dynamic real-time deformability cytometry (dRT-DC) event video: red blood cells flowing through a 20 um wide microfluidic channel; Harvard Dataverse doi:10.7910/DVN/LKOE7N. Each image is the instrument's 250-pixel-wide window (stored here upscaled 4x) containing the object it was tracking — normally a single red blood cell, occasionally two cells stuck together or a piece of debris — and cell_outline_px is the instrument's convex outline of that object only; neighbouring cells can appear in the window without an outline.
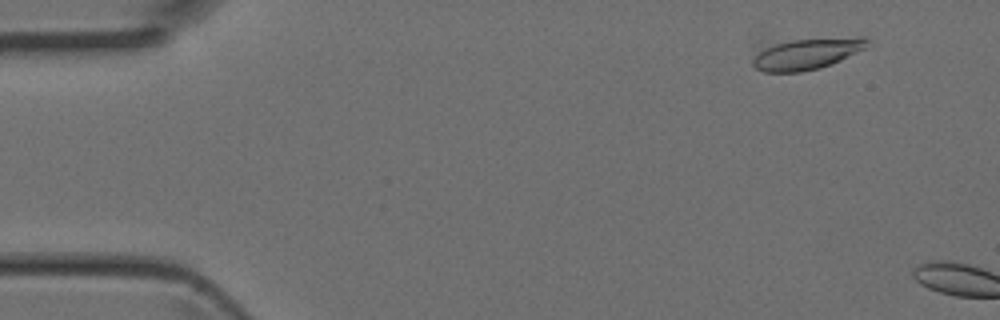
{"species": "Egyptian fruit bat (a non-hibernating species)", "species_latin": "Rousettus aegyptiacus", "temperature_condition": "room temperature", "stored_images_in_passage": 5, "camera_frame_rate_fps": 3000, "um_per_image_px": 0.085, "animal": {"sex": "female"}, "frame": {"image": 1, "passage_image": 3, "time_ms": 0.667, "image_size_px": [1000, 320], "cell_outline_px": [[868, 40], [864, 48], [832, 64], [820, 68], [800, 72], [764, 72], [756, 68], [752, 64], [752, 44], [760, 36], [864, 36]], "centroid_in_image_um": [68.22, 4.41], "position_along_channel_um": 16.8, "area_um2": 24.28}}